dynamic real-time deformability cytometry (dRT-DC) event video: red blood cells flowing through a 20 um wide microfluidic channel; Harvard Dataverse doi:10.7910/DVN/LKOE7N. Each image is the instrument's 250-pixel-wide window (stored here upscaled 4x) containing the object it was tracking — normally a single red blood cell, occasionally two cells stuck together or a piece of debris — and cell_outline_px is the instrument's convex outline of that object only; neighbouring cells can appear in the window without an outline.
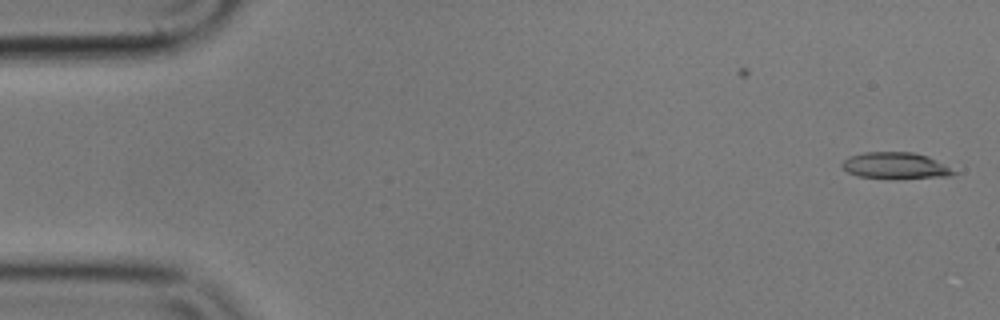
{"species": "common noctule bat (a hibernating species)", "species_latin": "Nyctalus noctula", "temperature_condition": "cold", "stored_images_in_passage": 56, "segment_of_instrument_passage": [1, 2], "camera_frame_rate_fps": 3000, "um_per_image_px": 0.085, "animal": {"sex": "male", "body_mass_g": 17.9}, "frame": {"image": 1, "passage_image": 1, "time_ms": 0.0, "image_size_px": [1000, 320], "cell_outline_px": [[960, 172], [952, 176], [892, 180], [856, 176], [840, 168], [840, 164], [848, 156], [864, 152], [912, 152], [928, 156]], "centroid_in_image_um": [76.11, 14.11], "position_along_channel_um": 8.9, "area_um2": 17.92}}
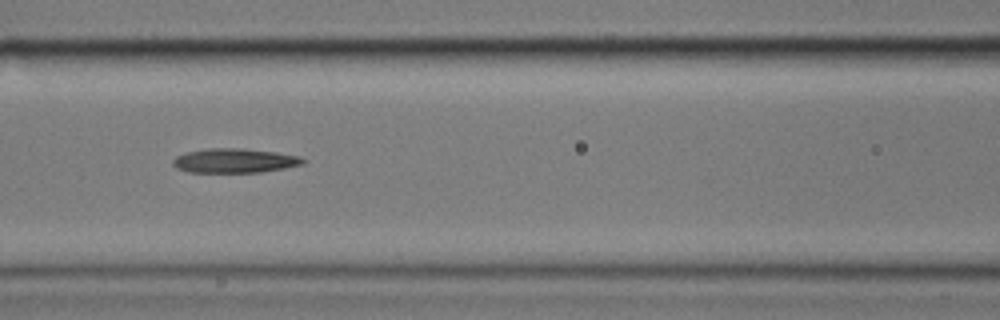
{"frame": {"image": 2, "passage_image": 23, "time_ms": 7.333, "image_size_px": [1000, 320], "cell_outline_px": [[308, 160], [304, 164], [284, 168], [260, 172], [188, 172], [176, 168], [172, 164], [172, 160], [176, 156], [188, 152], [208, 148], [244, 148], [276, 152], [300, 156]], "centroid_in_image_um": [19.97, 13.65], "position_along_channel_um": 146.6, "area_um2": 18.55}}
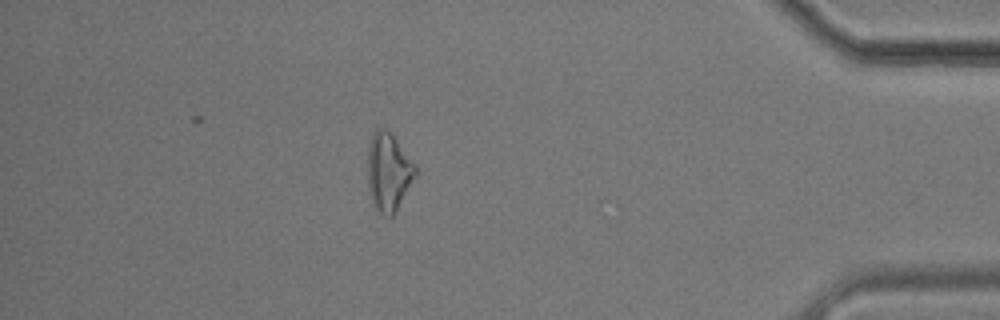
{"frame": {"image": 3, "passage_image": 48, "time_ms": 15.667, "image_size_px": [1000, 320], "cell_outline_px": [[416, 176], [396, 212], [392, 216], [384, 216], [372, 204], [368, 188], [368, 148], [372, 132], [376, 128], [384, 128], [392, 132], [416, 164]], "centroid_in_image_um": [33.03, 14.59], "position_along_channel_um": 402.2, "area_um2": 22.2}}